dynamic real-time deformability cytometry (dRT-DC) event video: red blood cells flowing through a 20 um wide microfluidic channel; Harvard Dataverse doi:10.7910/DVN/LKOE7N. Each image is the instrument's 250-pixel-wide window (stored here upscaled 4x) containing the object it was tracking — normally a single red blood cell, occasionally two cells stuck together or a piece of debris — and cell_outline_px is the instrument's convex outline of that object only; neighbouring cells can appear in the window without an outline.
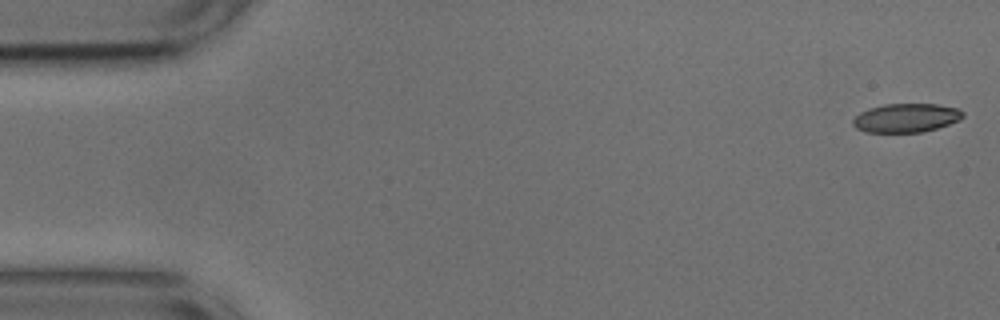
{"species": "common noctule bat (a hibernating species)", "species_latin": "Nyctalus noctula", "temperature_condition": "cold", "stored_images_in_passage": 12, "camera_frame_rate_fps": 3000, "um_per_image_px": 0.085, "animal": {"sex": "male", "body_mass_g": 17.9, "forearm_length_mm": 54.2}, "frame": {"image": 1, "passage_image": 1, "time_ms": 0.0, "image_size_px": [1000, 320], "cell_outline_px": [[964, 116], [960, 120], [924, 132], [864, 132], [856, 128], [852, 124], [852, 120], [860, 112], [868, 108], [884, 104], [936, 104], [960, 108], [964, 112]], "centroid_in_image_um": [77.02, 10.01], "position_along_channel_um": 8.0, "area_um2": 18.61}}